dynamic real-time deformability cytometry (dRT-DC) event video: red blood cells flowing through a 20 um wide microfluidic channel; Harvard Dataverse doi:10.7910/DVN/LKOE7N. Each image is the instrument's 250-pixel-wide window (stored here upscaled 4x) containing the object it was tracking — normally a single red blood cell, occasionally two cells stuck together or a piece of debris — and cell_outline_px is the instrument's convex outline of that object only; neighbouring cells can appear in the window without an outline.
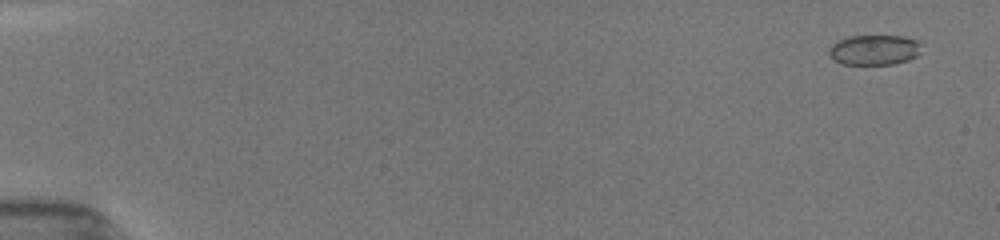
{"species": "common noctule bat (a hibernating species)", "species_latin": "Nyctalus noctula", "temperature_condition": "room temperature", "stored_images_in_passage": 59, "camera_frame_rate_fps": 3000, "um_per_image_px": 0.085, "animal": {"sex": "female", "body_mass_g": 19.5, "forearm_length_mm": 54.1}, "frame": {"image": 1, "passage_image": 4, "time_ms": 0.667, "image_size_px": [1000, 240], "cell_outline_px": [[920, 44], [916, 56], [908, 60], [892, 64], [844, 64], [828, 56], [828, 48], [836, 40], [848, 36], [904, 36], [920, 40]], "centroid_in_image_um": [74.28, 4.22], "position_along_channel_um": 10.7, "area_um2": 16.3}}
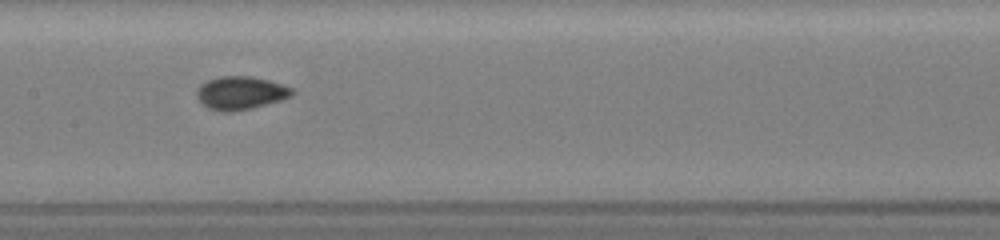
{"frame": {"image": 2, "passage_image": 36, "time_ms": 9.0, "image_size_px": [1000, 240], "cell_outline_px": [[296, 92], [292, 96], [280, 100], [252, 108], [232, 112], [220, 112], [208, 108], [196, 96], [196, 88], [200, 84], [208, 80], [220, 76], [252, 76], [268, 80], [292, 88]], "centroid_in_image_um": [20.43, 7.9], "position_along_channel_um": 187.0, "area_um2": 18.5}}
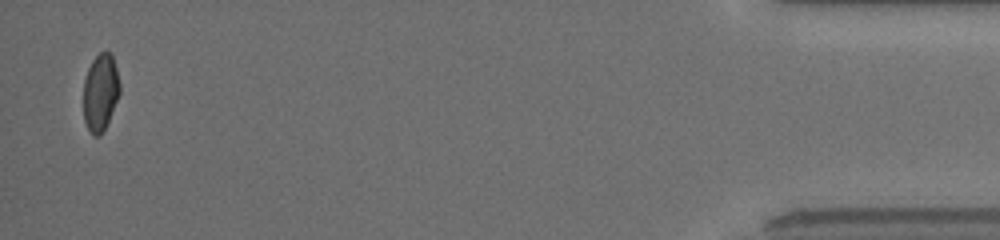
{"frame": {"image": 3, "passage_image": 59, "time_ms": 17.0, "image_size_px": [1000, 240], "cell_outline_px": [[120, 92], [108, 120], [100, 136], [92, 136], [84, 120], [84, 80], [88, 68], [92, 60], [100, 52], [112, 52], [120, 84]], "centroid_in_image_um": [8.53, 7.83], "position_along_channel_um": 426.7, "area_um2": 16.18}, "authors_computed_cell_mechanics": {"area_um2": 17.2822, "velocity_mm_per_s": 3.9739, "shape_relaxation_time_tau1_ms": 7.5833, "shape_relaxation_time_tau2_ms": 0.687, "deformation_change_tau1": 0.1405, "deformation_change_tau2": 0.0539}}